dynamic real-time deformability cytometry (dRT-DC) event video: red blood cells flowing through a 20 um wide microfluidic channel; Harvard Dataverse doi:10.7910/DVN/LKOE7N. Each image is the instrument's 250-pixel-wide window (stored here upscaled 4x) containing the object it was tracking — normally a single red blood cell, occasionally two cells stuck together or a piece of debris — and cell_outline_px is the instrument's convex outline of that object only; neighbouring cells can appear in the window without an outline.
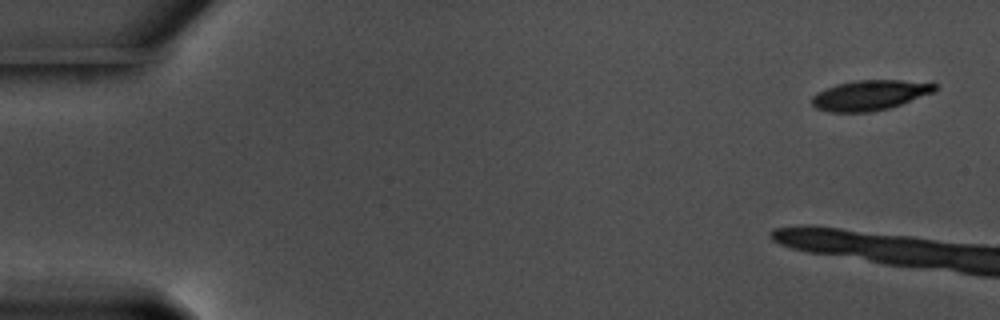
{"species": "common noctule bat (a hibernating species)", "species_latin": "Nyctalus noctula", "temperature_condition": "warm", "stored_images_in_passage": 5, "camera_frame_rate_fps": 3000, "um_per_image_px": 0.085, "animal": {"sex": "male", "body_mass_g": 17.5, "forearm_length_mm": 52.3}, "frame": {"image": 1, "passage_image": 1, "time_ms": 0.0, "image_size_px": [1000, 320], "cell_outline_px": [[936, 92], [888, 108], [868, 112], [828, 112], [816, 108], [812, 104], [812, 96], [816, 92], [836, 84], [856, 80], [932, 80], [936, 84]], "centroid_in_image_um": [74.0, 8.06], "position_along_channel_um": 11.0, "area_um2": 21.96}}